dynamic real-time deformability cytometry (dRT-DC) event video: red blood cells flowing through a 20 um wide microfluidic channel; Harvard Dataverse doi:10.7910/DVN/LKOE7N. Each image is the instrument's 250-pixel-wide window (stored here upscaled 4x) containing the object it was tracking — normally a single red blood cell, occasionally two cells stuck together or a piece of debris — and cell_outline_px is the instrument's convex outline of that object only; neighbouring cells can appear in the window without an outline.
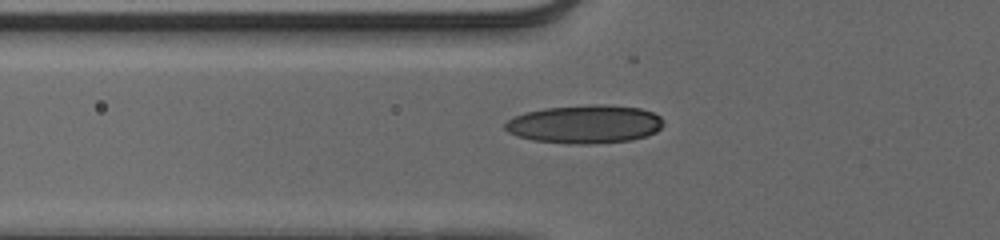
{"species": "human", "species_latin": "Homo sapiens", "temperature_condition": "cold", "stored_images_in_passage": 41, "camera_frame_rate_fps": 3000, "um_per_image_px": 0.085, "donor": {"sex": "male"}, "frame": {"image": 1, "passage_image": 9, "time_ms": 2.667, "image_size_px": [1000, 240], "cell_outline_px": [[664, 124], [656, 132], [632, 140], [588, 144], [572, 144], [532, 140], [516, 136], [508, 132], [504, 128], [504, 124], [512, 116], [524, 112], [544, 108], [592, 104], [608, 104], [640, 108], [652, 112], [660, 116], [664, 120]], "centroid_in_image_um": [49.69, 10.54], "position_along_channel_um": 76.1, "area_um2": 35.72}}
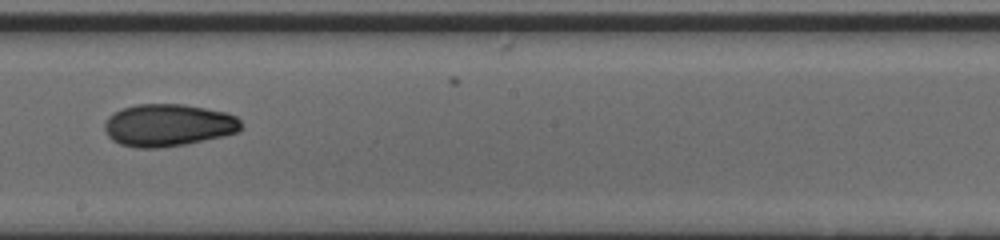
{"frame": {"image": 2, "passage_image": 21, "time_ms": 6.667, "image_size_px": [1000, 240], "cell_outline_px": [[244, 128], [240, 132], [224, 136], [184, 144], [160, 148], [136, 148], [120, 144], [112, 140], [108, 136], [104, 128], [104, 124], [108, 116], [120, 108], [136, 104], [184, 104], [228, 112], [236, 116], [244, 124]], "centroid_in_image_um": [14.33, 10.63], "position_along_channel_um": 233.9, "area_um2": 34.22}}
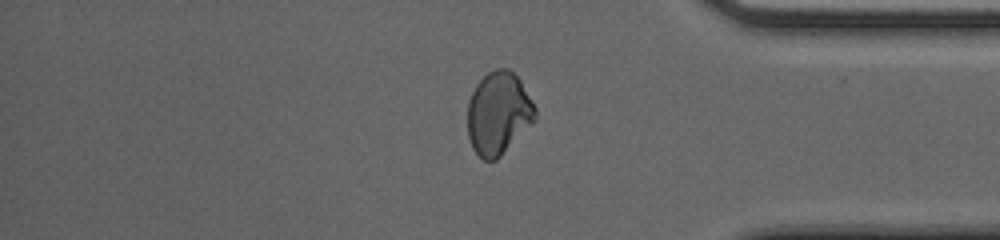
{"frame": {"image": 3, "passage_image": 34, "time_ms": 11.0, "image_size_px": [1000, 240], "cell_outline_px": [[536, 120], [496, 160], [484, 160], [472, 148], [468, 136], [468, 100], [476, 84], [488, 72], [496, 68], [508, 68], [520, 80], [532, 100], [536, 108]], "centroid_in_image_um": [42.37, 9.62], "position_along_channel_um": 392.8, "area_um2": 32.54}}